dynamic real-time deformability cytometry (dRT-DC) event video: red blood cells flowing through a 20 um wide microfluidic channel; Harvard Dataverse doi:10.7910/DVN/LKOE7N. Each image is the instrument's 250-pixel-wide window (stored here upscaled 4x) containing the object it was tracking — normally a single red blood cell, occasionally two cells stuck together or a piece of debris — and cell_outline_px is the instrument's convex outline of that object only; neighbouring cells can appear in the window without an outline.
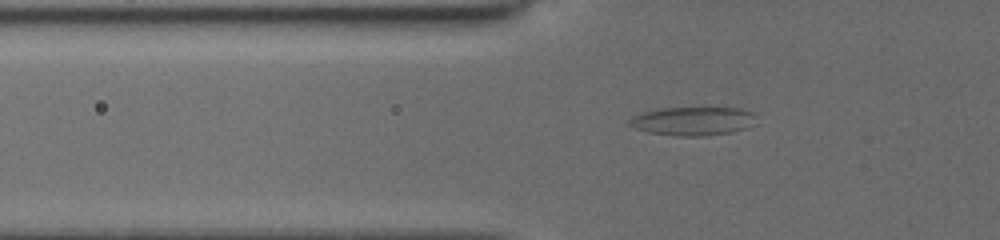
{"species": "common noctule bat (a hibernating species)", "species_latin": "Nyctalus noctula", "temperature_condition": "cold", "stored_images_in_passage": 4, "camera_frame_rate_fps": 3000, "um_per_image_px": 0.085, "animal": {"sex": "female", "body_mass_g": 19.5, "forearm_length_mm": 54.1}, "frame": {"image": 1, "passage_image": 2, "time_ms": 0.333, "image_size_px": [1000, 240], "cell_outline_px": [[752, 116], [744, 128], [732, 132], [704, 136], [676, 136], [648, 132], [636, 128], [628, 124], [628, 120], [632, 116], [640, 112], [660, 108], [740, 108], [752, 112]], "centroid_in_image_um": [58.75, 10.29], "position_along_channel_um": 67.0, "area_um2": 20.75}}